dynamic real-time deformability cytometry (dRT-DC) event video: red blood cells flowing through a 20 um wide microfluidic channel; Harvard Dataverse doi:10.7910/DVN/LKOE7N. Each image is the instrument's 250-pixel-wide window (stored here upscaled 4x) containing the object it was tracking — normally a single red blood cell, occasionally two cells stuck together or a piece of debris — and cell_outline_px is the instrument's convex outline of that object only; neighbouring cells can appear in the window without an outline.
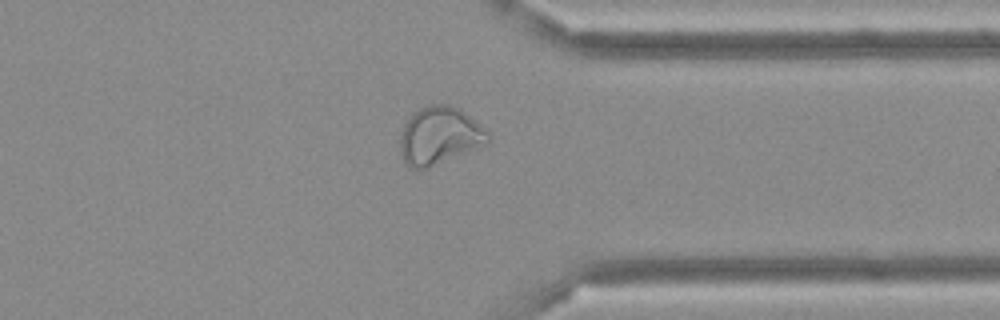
{"species": "Egyptian fruit bat (a non-hibernating species)", "species_latin": "Rousettus aegyptiacus", "temperature_condition": "cold", "stored_images_in_passage": 45, "camera_frame_rate_fps": 3000, "um_per_image_px": 0.085, "frame": {"image": 1, "passage_image": 34, "time_ms": 11.0, "image_size_px": [1000, 320], "cell_outline_px": [[492, 136], [488, 144], [424, 168], [408, 168], [404, 164], [400, 152], [400, 132], [404, 124], [412, 112], [420, 108], [432, 104], [448, 104], [460, 108], [480, 124]], "centroid_in_image_um": [37.34, 11.51], "position_along_channel_um": 374.1, "area_um2": 29.65}}
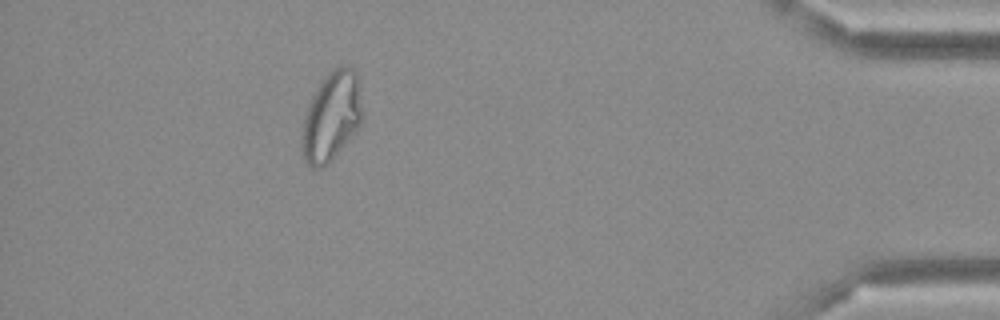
{"frame": {"image": 2, "passage_image": 40, "time_ms": 13.0, "image_size_px": [1000, 320], "cell_outline_px": [[364, 116], [356, 132], [332, 160], [324, 168], [312, 168], [304, 160], [300, 148], [300, 136], [304, 116], [308, 104], [316, 88], [328, 72], [340, 64], [352, 68], [356, 72], [364, 112]], "centroid_in_image_um": [28.17, 9.93], "position_along_channel_um": 407.0, "area_um2": 32.19}}